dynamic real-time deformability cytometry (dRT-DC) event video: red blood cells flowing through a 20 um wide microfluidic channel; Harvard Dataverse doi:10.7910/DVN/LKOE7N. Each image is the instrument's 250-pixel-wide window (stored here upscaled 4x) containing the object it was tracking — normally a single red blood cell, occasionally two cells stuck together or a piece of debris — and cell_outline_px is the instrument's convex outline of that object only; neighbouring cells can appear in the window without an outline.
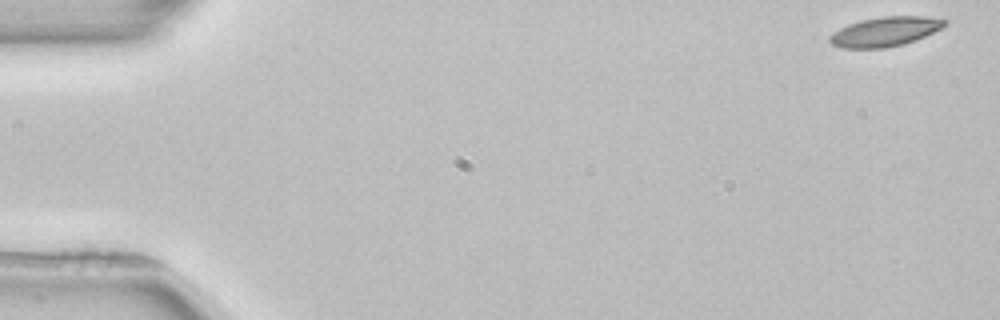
{"species": "common noctule bat (a hibernating species)", "species_latin": "Nyctalus noctula", "temperature_condition": "room temperature", "stored_images_in_passage": 16, "camera_frame_rate_fps": 3000, "um_per_image_px": 0.085, "animal": {"sex": "female", "body_mass_g": 22.7, "forearm_length_mm": 54.2}, "frame": {"image": 1, "passage_image": 1, "time_ms": 0.0, "image_size_px": [1000, 320], "cell_outline_px": [[948, 24], [916, 40], [904, 44], [884, 48], [840, 48], [832, 44], [828, 40], [828, 36], [832, 32], [848, 24], [860, 20], [884, 16], [924, 16], [948, 20]], "centroid_in_image_um": [75.2, 2.69], "position_along_channel_um": 9.8, "area_um2": 19.83}}